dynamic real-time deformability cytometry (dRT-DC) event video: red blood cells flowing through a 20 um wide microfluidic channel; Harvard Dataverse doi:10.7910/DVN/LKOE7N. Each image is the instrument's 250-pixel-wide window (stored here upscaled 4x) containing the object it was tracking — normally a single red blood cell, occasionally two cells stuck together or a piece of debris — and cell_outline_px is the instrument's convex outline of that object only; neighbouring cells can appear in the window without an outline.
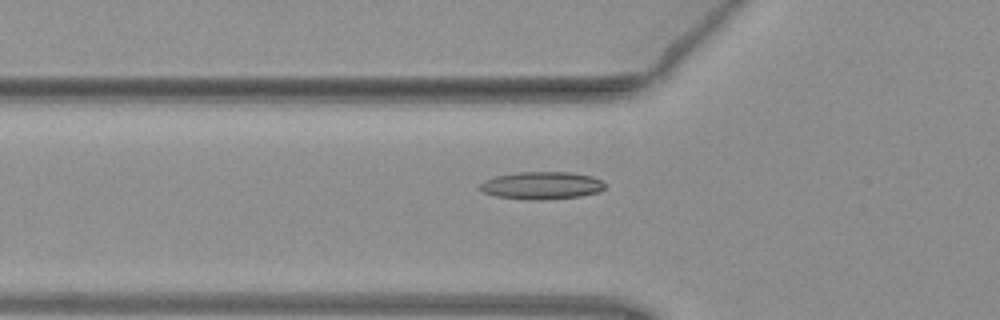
{"species": "common noctule bat (a hibernating species)", "species_latin": "Nyctalus noctula", "temperature_condition": "warm", "stored_images_in_passage": 52, "camera_frame_rate_fps": 3000, "um_per_image_px": 0.085, "animal": {"sex": "female", "body_mass_g": 19.3, "forearm_length_mm": 54.1}, "frame": {"image": 1, "passage_image": 18, "time_ms": 5.667, "image_size_px": [1000, 320], "cell_outline_px": [[604, 188], [600, 192], [580, 196], [544, 200], [528, 200], [496, 196], [484, 192], [480, 188], [480, 184], [484, 180], [496, 176], [520, 172], [572, 172], [592, 176], [600, 180], [604, 184]], "centroid_in_image_um": [46.06, 15.77], "position_along_channel_um": 79.7, "area_um2": 20.06}}
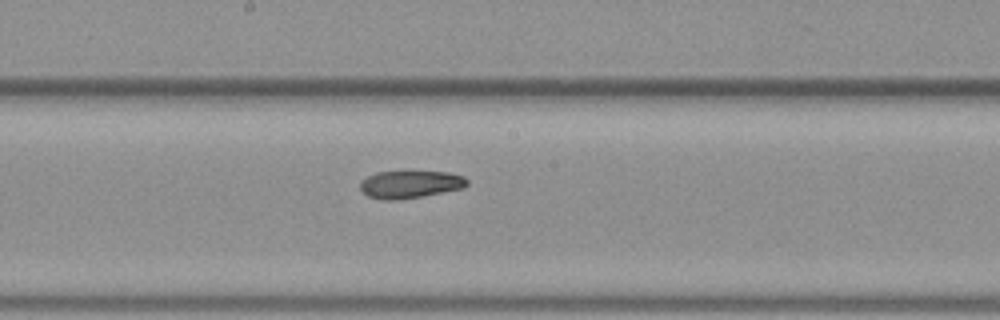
{"frame": {"image": 2, "passage_image": 28, "time_ms": 9.0, "image_size_px": [1000, 320], "cell_outline_px": [[468, 184], [464, 188], [420, 196], [396, 200], [384, 200], [368, 196], [360, 188], [360, 180], [376, 172], [448, 172], [464, 176], [468, 180]], "centroid_in_image_um": [34.87, 15.66], "position_along_channel_um": 213.3, "area_um2": 16.99}}
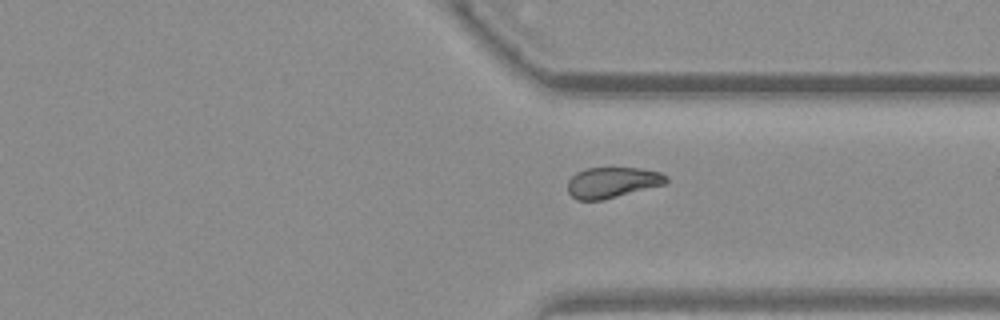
{"frame": {"image": 3, "passage_image": 39, "time_ms": 12.667, "image_size_px": [1000, 320], "cell_outline_px": [[668, 180], [664, 184], [604, 200], [576, 200], [568, 192], [568, 180], [576, 172], [584, 168], [640, 168], [660, 172], [668, 176]], "centroid_in_image_um": [52.03, 15.51], "position_along_channel_um": 359.4, "area_um2": 17.69}, "authors_computed_cell_mechanics": {"area_um2": 18.4093, "velocity_mm_per_s": 3.9884, "shape_relaxation_time_tau1_ms": null, "shape_relaxation_time_tau2_ms": 6.1418, "deformation_change_tau1": null, "deformation_change_tau2": 0.1372}}